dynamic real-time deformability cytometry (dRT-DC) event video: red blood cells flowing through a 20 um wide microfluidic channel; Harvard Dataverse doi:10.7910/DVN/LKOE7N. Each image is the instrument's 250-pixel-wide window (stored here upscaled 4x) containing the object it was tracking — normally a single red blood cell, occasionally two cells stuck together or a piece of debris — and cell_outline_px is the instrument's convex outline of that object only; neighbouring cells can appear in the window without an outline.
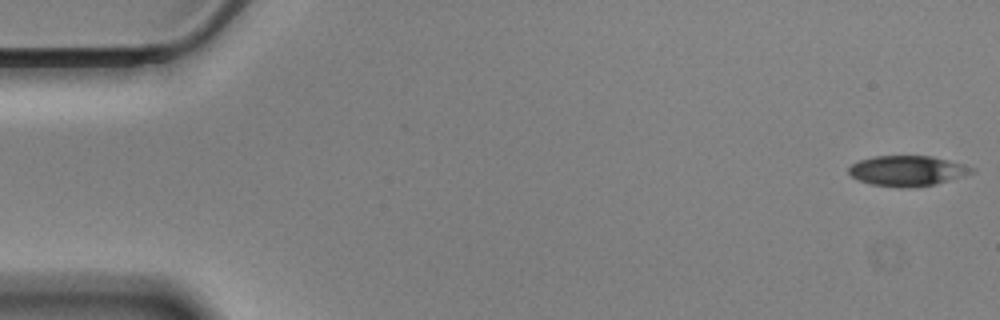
{"species": "Egyptian fruit bat (a non-hibernating species)", "species_latin": "Rousettus aegyptiacus", "temperature_condition": "cold", "stored_images_in_passage": 10, "camera_frame_rate_fps": 3000, "um_per_image_px": 0.085, "animal": {"sex": "male"}, "frame": {"image": 1, "passage_image": 1, "time_ms": 0.0, "image_size_px": [1000, 320], "cell_outline_px": [[972, 172], [936, 184], [916, 188], [900, 188], [872, 184], [860, 180], [852, 176], [848, 172], [848, 168], [852, 164], [860, 160], [876, 156], [932, 156], [964, 164], [972, 168]], "centroid_in_image_um": [77.09, 14.52], "position_along_channel_um": 7.9, "area_um2": 21.5}}